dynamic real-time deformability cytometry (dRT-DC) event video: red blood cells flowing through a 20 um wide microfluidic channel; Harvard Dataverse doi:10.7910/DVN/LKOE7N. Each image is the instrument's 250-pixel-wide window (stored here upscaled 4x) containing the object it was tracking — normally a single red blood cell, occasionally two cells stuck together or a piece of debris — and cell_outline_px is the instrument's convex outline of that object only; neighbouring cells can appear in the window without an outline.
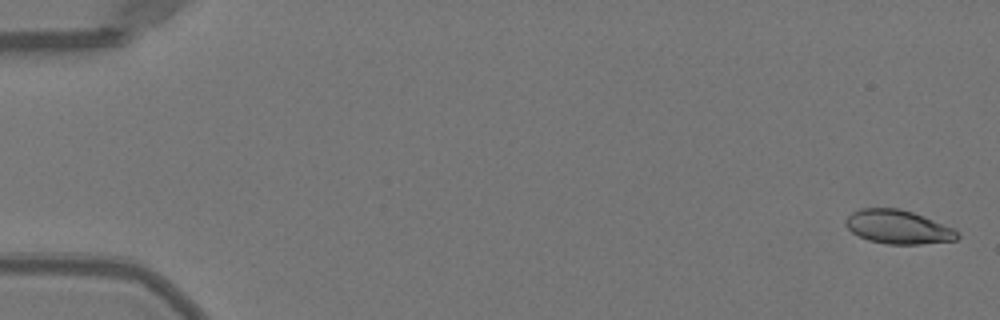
{"species": "Egyptian fruit bat (a non-hibernating species)", "species_latin": "Rousettus aegyptiacus", "temperature_condition": "warm", "stored_images_in_passage": 52, "camera_frame_rate_fps": 3000, "um_per_image_px": 0.085, "animal": {"sex": "female"}, "frame": {"image": 1, "passage_image": 2, "time_ms": 0.333, "image_size_px": [1000, 320], "cell_outline_px": [[960, 236], [956, 240], [920, 244], [888, 244], [868, 240], [852, 232], [844, 224], [844, 220], [852, 212], [860, 208], [900, 208], [912, 212], [956, 228], [960, 232]], "centroid_in_image_um": [76.36, 19.29], "position_along_channel_um": 8.6, "area_um2": 22.14}}
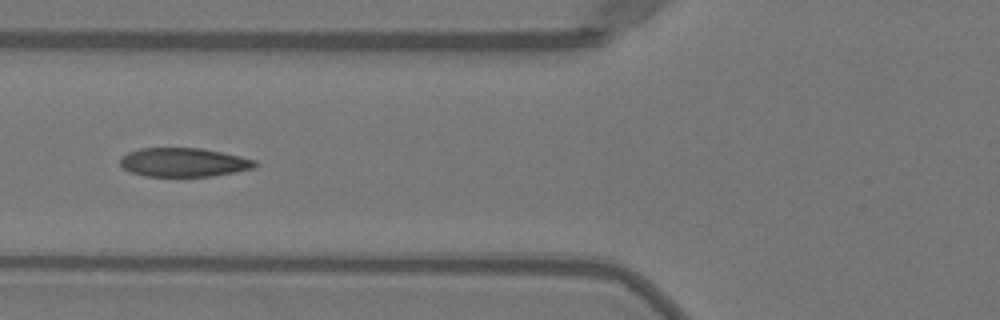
{"frame": {"image": 2, "passage_image": 21, "time_ms": 6.667, "image_size_px": [1000, 320], "cell_outline_px": [[256, 168], [236, 172], [212, 176], [144, 176], [132, 172], [124, 168], [120, 164], [120, 160], [128, 152], [140, 148], [200, 148], [240, 156], [256, 160]], "centroid_in_image_um": [15.64, 13.8], "position_along_channel_um": 110.2, "area_um2": 22.54}}
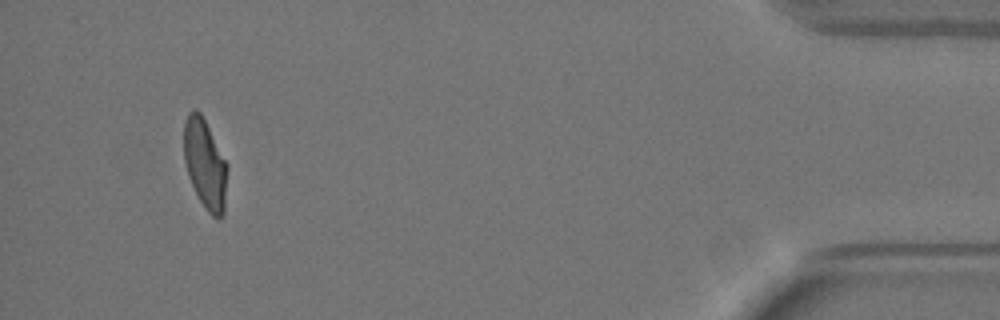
{"frame": {"image": 3, "passage_image": 49, "time_ms": 16.0, "image_size_px": [1000, 320], "cell_outline_px": [[228, 168], [224, 212], [220, 220], [212, 216], [208, 212], [200, 200], [188, 176], [184, 160], [184, 120], [188, 112], [196, 108], [200, 112], [228, 164]], "centroid_in_image_um": [17.44, 13.94], "position_along_channel_um": 417.8, "area_um2": 22.77}, "authors_computed_cell_mechanics": {"area_um2": 23.0911, "velocity_mm_per_s": 4.0126, "shape_relaxation_time_tau1_ms": 6.8016, "shape_relaxation_time_tau2_ms": 0.8329, "deformation_change_tau1": 0.2113, "deformation_change_tau2": 0.0666}}